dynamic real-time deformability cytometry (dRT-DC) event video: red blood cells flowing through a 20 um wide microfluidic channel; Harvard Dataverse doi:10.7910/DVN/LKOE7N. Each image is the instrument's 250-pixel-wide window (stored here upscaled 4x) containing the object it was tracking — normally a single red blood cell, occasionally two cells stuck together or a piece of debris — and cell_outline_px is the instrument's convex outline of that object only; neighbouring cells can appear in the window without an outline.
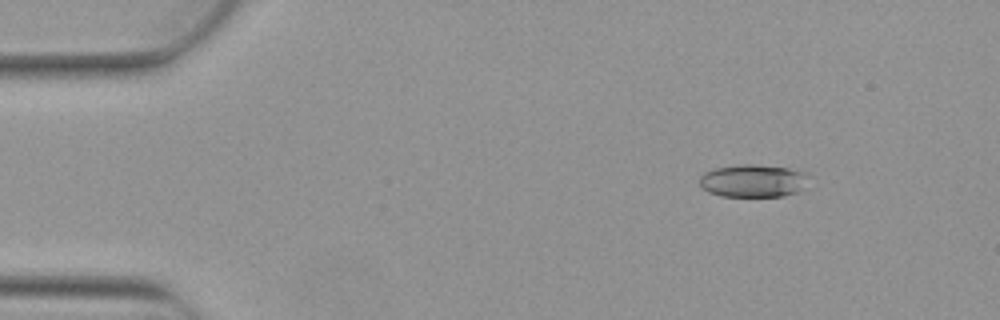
{"species": "Egyptian fruit bat (a non-hibernating species)", "species_latin": "Rousettus aegyptiacus", "temperature_condition": "warm", "stored_images_in_passage": 7, "camera_frame_rate_fps": 3000, "um_per_image_px": 0.085, "animal": {"sex": "female"}, "frame": {"image": 1, "passage_image": 2, "time_ms": 0.333, "image_size_px": [1000, 320], "cell_outline_px": [[808, 172], [800, 188], [796, 192], [784, 196], [720, 196], [708, 192], [700, 184], [700, 176], [704, 172], [716, 168], [740, 164], [756, 164], [788, 168]], "centroid_in_image_um": [63.96, 15.36], "position_along_channel_um": 21.0, "area_um2": 20.58}}
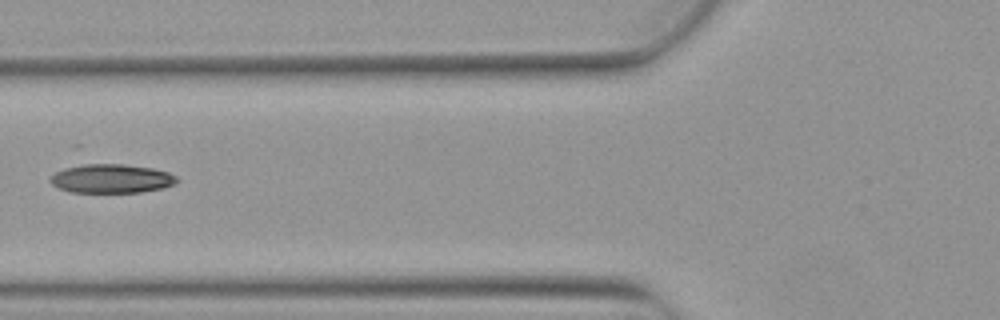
{"frame": {"image": 2, "passage_image": 6, "time_ms": 1.667, "image_size_px": [1000, 320], "cell_outline_px": [[180, 180], [164, 188], [140, 192], [72, 192], [56, 188], [48, 180], [56, 172], [64, 168], [76, 164], [124, 164], [152, 168], [168, 172], [176, 176]], "centroid_in_image_um": [9.44, 15.17], "position_along_channel_um": 116.4, "area_um2": 21.44}}
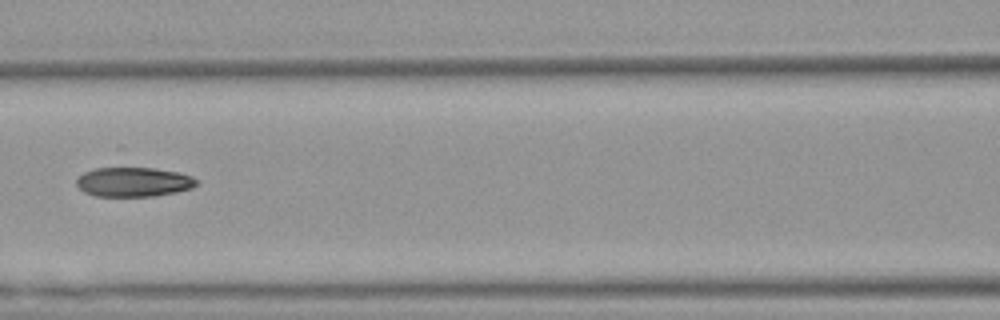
{"frame": {"image": 3, "passage_image": 7, "time_ms": 2.0, "image_size_px": [1000, 320], "cell_outline_px": [[200, 184], [192, 188], [176, 192], [156, 196], [92, 196], [84, 192], [76, 184], [76, 180], [84, 172], [96, 168], [120, 164], [152, 168], [176, 172], [192, 176], [200, 180]], "centroid_in_image_um": [11.35, 15.43], "position_along_channel_um": 155.2, "area_um2": 21.5}}